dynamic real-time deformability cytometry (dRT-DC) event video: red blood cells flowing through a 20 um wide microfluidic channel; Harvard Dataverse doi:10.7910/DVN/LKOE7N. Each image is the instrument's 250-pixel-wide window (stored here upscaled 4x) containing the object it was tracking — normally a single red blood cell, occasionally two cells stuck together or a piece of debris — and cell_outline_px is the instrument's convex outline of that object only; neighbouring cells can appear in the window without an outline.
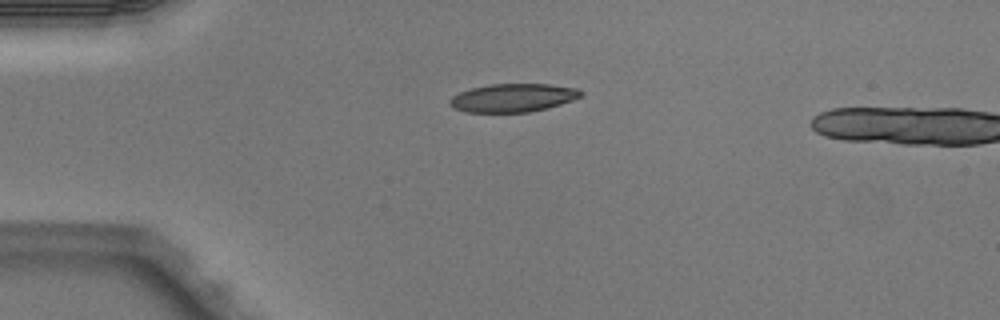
{"species": "Egyptian fruit bat (a non-hibernating species)", "species_latin": "Rousettus aegyptiacus", "temperature_condition": "warm", "stored_images_in_passage": 3, "camera_frame_rate_fps": 3000, "um_per_image_px": 0.085, "animal": {"sex": "male"}, "frame": {"image": 1, "passage_image": 3, "time_ms": 0.667, "image_size_px": [1000, 320], "cell_outline_px": [[584, 92], [580, 96], [572, 100], [548, 108], [528, 112], [464, 112], [452, 108], [448, 104], [448, 100], [452, 96], [460, 92], [472, 88], [488, 84], [548, 84], [576, 88]], "centroid_in_image_um": [43.55, 8.31], "position_along_channel_um": 41.4, "area_um2": 21.68}}